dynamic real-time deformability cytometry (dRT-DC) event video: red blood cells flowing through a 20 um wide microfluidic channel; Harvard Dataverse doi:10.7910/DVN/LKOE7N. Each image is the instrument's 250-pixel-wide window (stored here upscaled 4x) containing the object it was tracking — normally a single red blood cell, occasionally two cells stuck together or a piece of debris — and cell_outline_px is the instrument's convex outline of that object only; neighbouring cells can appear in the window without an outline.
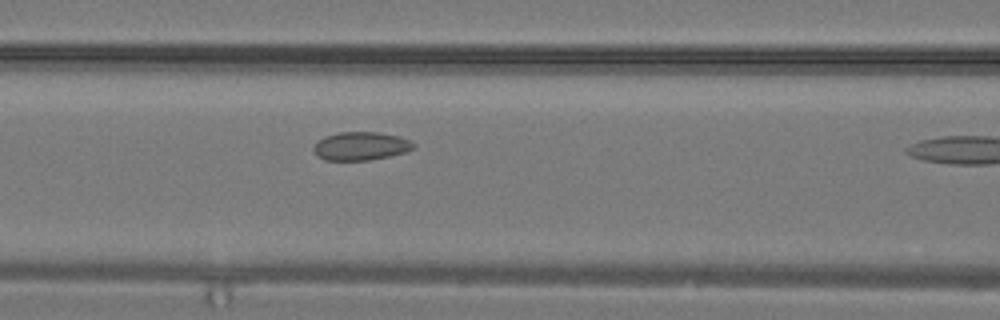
{"species": "common noctule bat (a hibernating species)", "species_latin": "Nyctalus noctula", "temperature_condition": "warm", "stored_images_in_passage": 10, "camera_frame_rate_fps": 3000, "um_per_image_px": 0.085, "animal": {"sex": "male", "body_mass_g": 19.2, "forearm_length_mm": 51.8}, "frame": {"image": 1, "passage_image": 9, "time_ms": 2.667, "image_size_px": [1000, 320], "cell_outline_px": [[416, 148], [404, 152], [388, 156], [368, 160], [324, 160], [316, 156], [312, 148], [312, 144], [316, 140], [324, 136], [340, 132], [376, 132], [400, 136], [416, 144]], "centroid_in_image_um": [30.61, 12.41], "position_along_channel_um": 136.0, "area_um2": 16.7}}